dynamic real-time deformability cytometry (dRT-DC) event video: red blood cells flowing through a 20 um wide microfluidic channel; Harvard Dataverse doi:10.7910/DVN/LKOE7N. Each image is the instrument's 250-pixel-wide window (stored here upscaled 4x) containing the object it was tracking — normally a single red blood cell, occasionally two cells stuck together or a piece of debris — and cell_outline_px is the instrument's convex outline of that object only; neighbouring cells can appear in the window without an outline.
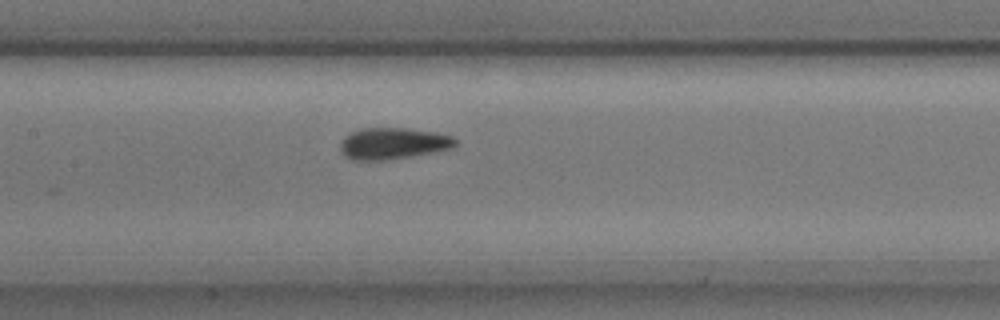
{"species": "common noctule bat (a hibernating species)", "species_latin": "Nyctalus noctula", "temperature_condition": "cold", "stored_images_in_passage": 8, "camera_frame_rate_fps": 3000, "um_per_image_px": 0.085, "animal": {"sex": "male", "body_mass_g": 17.9, "forearm_length_mm": 54.2}, "frame": {"image": 1, "passage_image": 7, "time_ms": 2.0, "image_size_px": [1000, 320], "cell_outline_px": [[456, 144], [452, 148], [436, 152], [380, 160], [352, 160], [344, 156], [340, 152], [340, 144], [344, 136], [352, 132], [364, 128], [408, 128], [436, 132], [452, 136], [456, 140]], "centroid_in_image_um": [33.39, 12.19], "position_along_channel_um": 174.0, "area_um2": 21.1}}